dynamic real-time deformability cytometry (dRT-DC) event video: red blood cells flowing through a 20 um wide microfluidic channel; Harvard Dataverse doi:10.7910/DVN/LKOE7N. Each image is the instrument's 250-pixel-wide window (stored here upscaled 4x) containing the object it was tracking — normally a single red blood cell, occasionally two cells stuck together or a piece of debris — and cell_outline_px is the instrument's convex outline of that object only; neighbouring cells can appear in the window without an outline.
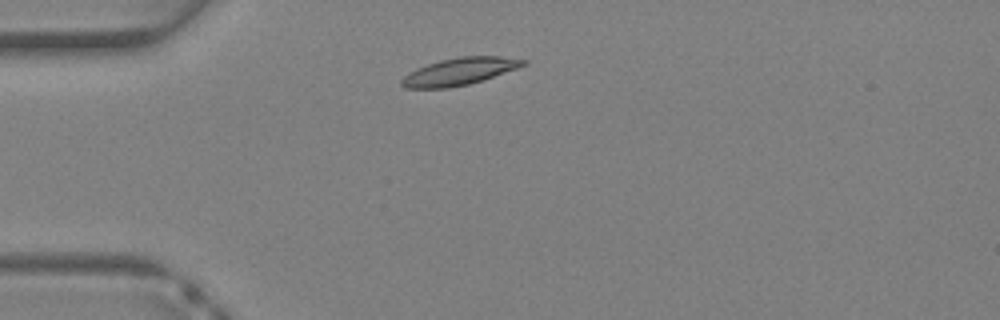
{"species": "Egyptian fruit bat (a non-hibernating species)", "species_latin": "Rousettus aegyptiacus", "temperature_condition": "warm", "stored_images_in_passage": 32, "camera_frame_rate_fps": 3000, "um_per_image_px": 0.085, "animal": {"sex": "female"}, "frame": {"image": 1, "passage_image": 4, "time_ms": 1.0, "image_size_px": [1000, 320], "cell_outline_px": [[528, 64], [468, 84], [448, 88], [404, 88], [400, 84], [400, 80], [408, 72], [416, 68], [440, 60], [460, 56], [500, 56], [528, 60]], "centroid_in_image_um": [39.01, 6.07], "position_along_channel_um": 46.0, "area_um2": 19.13}}
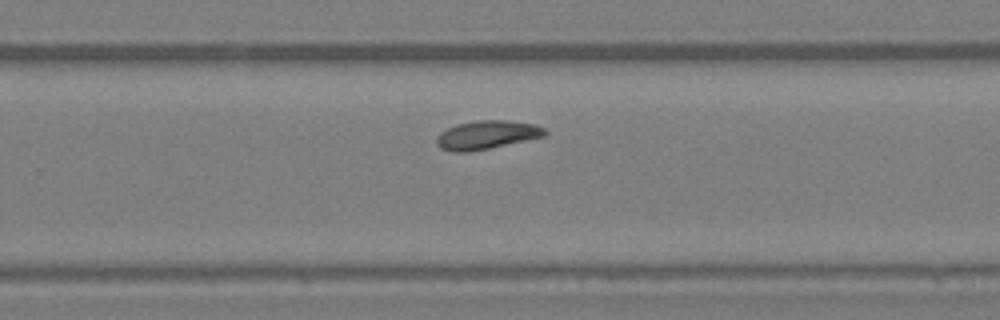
{"frame": {"image": 2, "passage_image": 19, "time_ms": 6.0, "image_size_px": [1000, 320], "cell_outline_px": [[548, 132], [544, 136], [488, 148], [468, 152], [452, 152], [440, 148], [436, 144], [436, 140], [440, 132], [456, 124], [476, 120], [508, 120], [536, 124], [544, 128]], "centroid_in_image_um": [41.36, 11.45], "position_along_channel_um": 288.4, "area_um2": 17.98}}
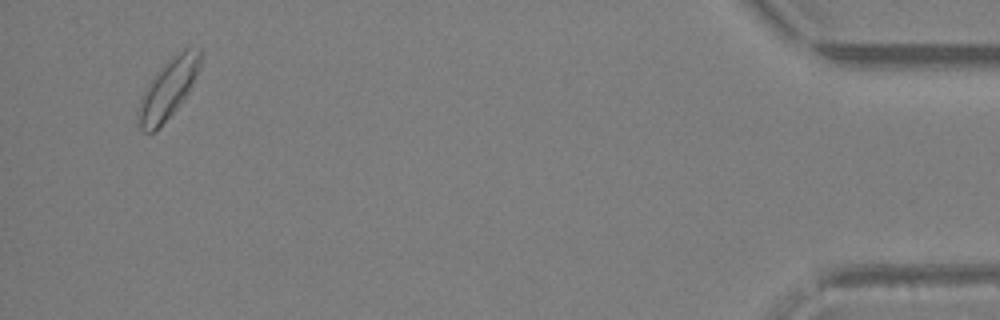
{"frame": {"image": 3, "passage_image": 31, "time_ms": 10.0, "image_size_px": [1000, 320], "cell_outline_px": [[204, 52], [200, 68], [184, 100], [152, 132], [144, 132], [136, 124], [136, 112], [140, 100], [148, 84], [156, 72], [172, 56], [184, 48], [200, 48]], "centroid_in_image_um": [14.3, 7.51], "position_along_channel_um": 420.9, "area_um2": 21.5}}